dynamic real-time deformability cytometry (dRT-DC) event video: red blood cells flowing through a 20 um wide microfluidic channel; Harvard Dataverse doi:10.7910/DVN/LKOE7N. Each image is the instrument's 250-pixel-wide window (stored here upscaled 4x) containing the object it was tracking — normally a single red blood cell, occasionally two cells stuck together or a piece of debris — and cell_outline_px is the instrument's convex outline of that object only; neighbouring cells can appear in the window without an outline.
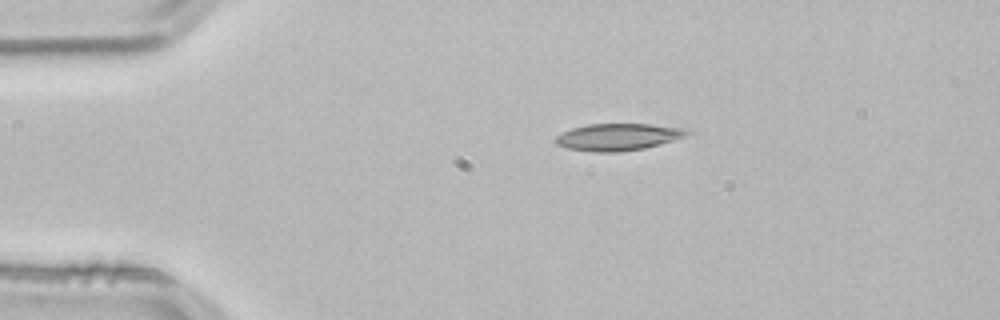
{"species": "common noctule bat (a hibernating species)", "species_latin": "Nyctalus noctula", "temperature_condition": "room temperature", "stored_images_in_passage": 43, "camera_frame_rate_fps": 3000, "um_per_image_px": 0.085, "animal": {"sex": "male", "body_mass_g": 21.5, "forearm_length_mm": 52.0}, "frame": {"image": 1, "passage_image": 1, "time_ms": 0.0, "image_size_px": [1000, 320], "cell_outline_px": [[692, 132], [684, 136], [660, 144], [644, 148], [620, 152], [592, 152], [568, 148], [556, 144], [552, 140], [556, 136], [572, 128], [588, 124], [648, 124], [684, 128]], "centroid_in_image_um": [52.49, 11.64], "position_along_channel_um": 32.5, "area_um2": 20.58}}
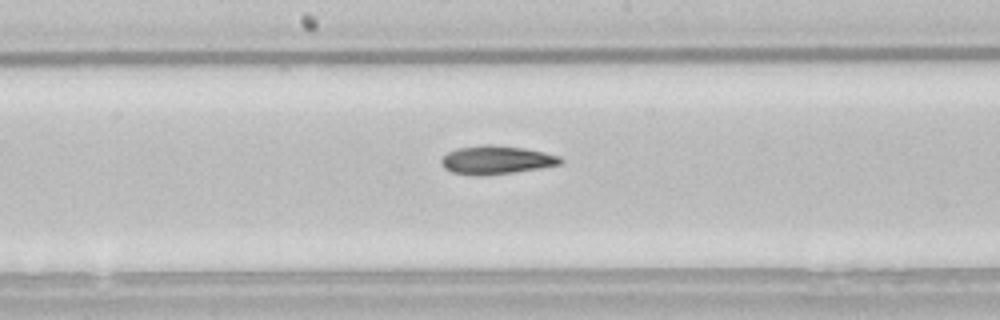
{"frame": {"image": 2, "passage_image": 18, "time_ms": 5.667, "image_size_px": [1000, 320], "cell_outline_px": [[564, 160], [560, 164], [540, 168], [484, 176], [476, 176], [452, 172], [444, 168], [440, 160], [448, 152], [456, 148], [484, 144], [492, 144], [524, 148], [544, 152], [560, 156]], "centroid_in_image_um": [42.18, 13.59], "position_along_channel_um": 206.0, "area_um2": 19.83}}
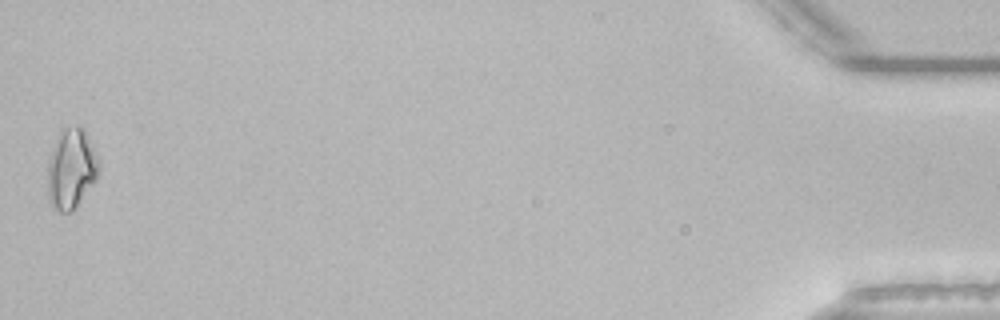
{"frame": {"image": 3, "passage_image": 43, "time_ms": 14.0, "image_size_px": [1000, 320], "cell_outline_px": [[100, 176], [76, 208], [72, 212], [60, 212], [52, 204], [48, 196], [48, 160], [52, 148], [60, 132], [64, 128], [76, 124], [80, 124], [84, 128], [100, 160]], "centroid_in_image_um": [6.11, 14.32], "position_along_channel_um": 429.1, "area_um2": 24.45}, "authors_computed_cell_mechanics": {"area_um2": 19.363, "velocity_mm_per_s": 3.8535, "shape_relaxation_time_tau1_ms": 10.8811, "shape_relaxation_time_tau2_ms": 4.0167, "deformation_change_tau1": 0.2425, "deformation_change_tau2": 0.1196}}